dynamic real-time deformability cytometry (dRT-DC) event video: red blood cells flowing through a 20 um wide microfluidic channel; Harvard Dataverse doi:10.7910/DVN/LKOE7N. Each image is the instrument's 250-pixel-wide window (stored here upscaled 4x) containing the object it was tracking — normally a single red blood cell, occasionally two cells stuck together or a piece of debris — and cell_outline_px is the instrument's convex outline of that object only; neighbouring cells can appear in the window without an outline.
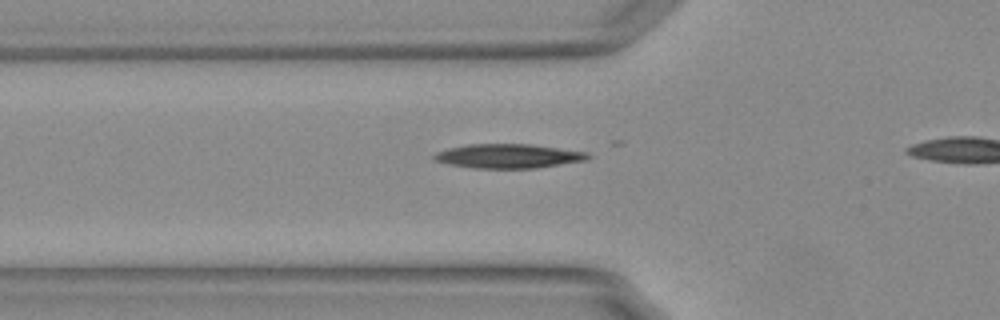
{"species": "Egyptian fruit bat (a non-hibernating species)", "species_latin": "Rousettus aegyptiacus", "temperature_condition": "warm", "stored_images_in_passage": 30, "camera_frame_rate_fps": 3000, "um_per_image_px": 0.085, "animal": {"sex": "female"}, "frame": {"image": 1, "passage_image": 9, "time_ms": 2.667, "image_size_px": [1000, 320], "cell_outline_px": [[592, 156], [588, 160], [536, 168], [472, 168], [448, 164], [432, 160], [432, 156], [436, 152], [448, 148], [468, 144], [532, 144], [588, 152]], "centroid_in_image_um": [43.21, 13.26], "position_along_channel_um": 82.6, "area_um2": 21.91}}